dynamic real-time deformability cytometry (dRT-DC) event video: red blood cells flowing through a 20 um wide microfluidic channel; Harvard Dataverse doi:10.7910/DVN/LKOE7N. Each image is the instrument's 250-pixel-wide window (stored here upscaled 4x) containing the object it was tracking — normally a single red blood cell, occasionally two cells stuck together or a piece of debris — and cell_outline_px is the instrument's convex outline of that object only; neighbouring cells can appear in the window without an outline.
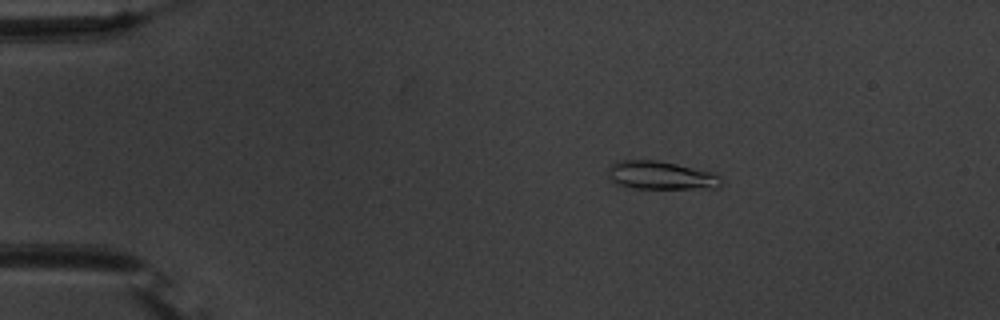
{"species": "common noctule bat (a hibernating species)", "species_latin": "Nyctalus noctula", "temperature_condition": "warm", "stored_images_in_passage": 53, "camera_frame_rate_fps": 3000, "um_per_image_px": 0.085, "animal": {"sex": "male", "body_mass_g": 20.1, "forearm_length_mm": 53.5}, "frame": {"image": 1, "passage_image": 8, "time_ms": 2.333, "image_size_px": [1000, 320], "cell_outline_px": [[724, 184], [716, 188], [624, 188], [616, 184], [608, 176], [608, 168], [612, 164], [620, 160], [656, 160], [676, 164], [712, 172], [720, 176]], "centroid_in_image_um": [56.16, 14.92], "position_along_channel_um": 28.8, "area_um2": 18.73}}
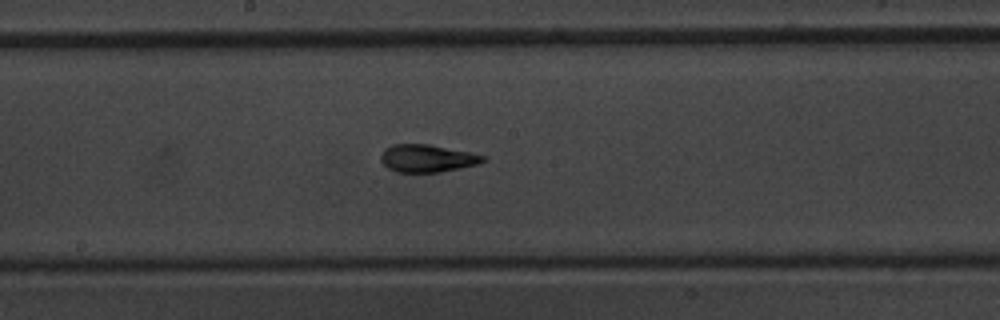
{"frame": {"image": 2, "passage_image": 28, "time_ms": 9.0, "image_size_px": [1000, 320], "cell_outline_px": [[484, 160], [476, 164], [440, 172], [396, 172], [388, 168], [380, 160], [380, 156], [384, 148], [392, 144], [428, 144], [468, 152], [484, 156]], "centroid_in_image_um": [36.22, 13.45], "position_along_channel_um": 212.0, "area_um2": 16.18}}
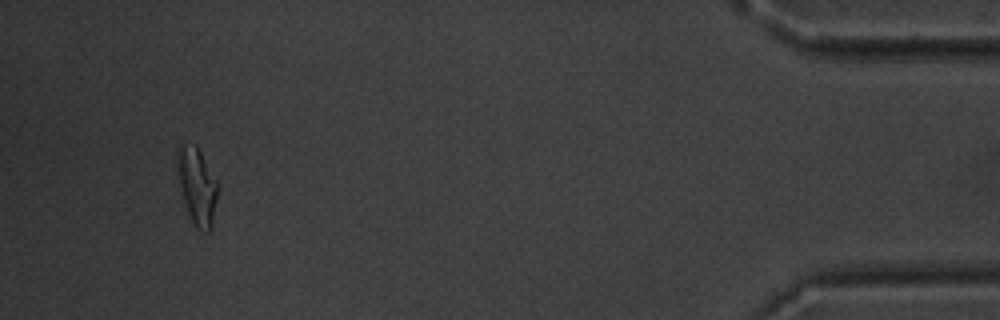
{"frame": {"image": 3, "passage_image": 50, "time_ms": 16.333, "image_size_px": [1000, 320], "cell_outline_px": [[220, 188], [212, 228], [208, 232], [204, 232], [196, 228], [188, 212], [184, 200], [180, 184], [176, 160], [176, 148], [180, 140], [196, 144], [220, 184]], "centroid_in_image_um": [16.78, 15.75], "position_along_channel_um": 418.4, "area_um2": 18.84}, "authors_computed_cell_mechanics": {"area_um2": 16.8198, "velocity_mm_per_s": 3.7196, "shape_relaxation_time_tau1_ms": 3.9999, "shape_relaxation_time_tau2_ms": 1.4048, "deformation_change_tau1": 0.1908, "deformation_change_tau2": 0.1008}}